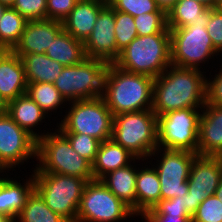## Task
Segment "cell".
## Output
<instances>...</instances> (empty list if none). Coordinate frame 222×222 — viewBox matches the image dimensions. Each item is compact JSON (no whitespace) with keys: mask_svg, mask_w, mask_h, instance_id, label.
Here are the masks:
<instances>
[{"mask_svg":"<svg viewBox=\"0 0 222 222\" xmlns=\"http://www.w3.org/2000/svg\"><path fill=\"white\" fill-rule=\"evenodd\" d=\"M203 71V72H202ZM170 65L154 79L152 111L156 116L169 111L206 104V70Z\"/></svg>","mask_w":222,"mask_h":222,"instance_id":"obj_1","label":"cell"},{"mask_svg":"<svg viewBox=\"0 0 222 222\" xmlns=\"http://www.w3.org/2000/svg\"><path fill=\"white\" fill-rule=\"evenodd\" d=\"M153 83L150 76L127 72L110 63L102 98L113 116L152 109Z\"/></svg>","mask_w":222,"mask_h":222,"instance_id":"obj_2","label":"cell"},{"mask_svg":"<svg viewBox=\"0 0 222 222\" xmlns=\"http://www.w3.org/2000/svg\"><path fill=\"white\" fill-rule=\"evenodd\" d=\"M113 64L127 72L155 79L171 65L169 28L161 33L137 36Z\"/></svg>","mask_w":222,"mask_h":222,"instance_id":"obj_3","label":"cell"},{"mask_svg":"<svg viewBox=\"0 0 222 222\" xmlns=\"http://www.w3.org/2000/svg\"><path fill=\"white\" fill-rule=\"evenodd\" d=\"M54 129L37 140L36 161L39 164H35V169L39 173L76 176L87 182L94 180L92 164L71 147L57 127Z\"/></svg>","mask_w":222,"mask_h":222,"instance_id":"obj_4","label":"cell"},{"mask_svg":"<svg viewBox=\"0 0 222 222\" xmlns=\"http://www.w3.org/2000/svg\"><path fill=\"white\" fill-rule=\"evenodd\" d=\"M112 139L136 158L147 160L157 144V116L152 109L113 116Z\"/></svg>","mask_w":222,"mask_h":222,"instance_id":"obj_5","label":"cell"},{"mask_svg":"<svg viewBox=\"0 0 222 222\" xmlns=\"http://www.w3.org/2000/svg\"><path fill=\"white\" fill-rule=\"evenodd\" d=\"M56 127L61 133L86 134L100 142L112 138L113 114L102 96L69 102Z\"/></svg>","mask_w":222,"mask_h":222,"instance_id":"obj_6","label":"cell"},{"mask_svg":"<svg viewBox=\"0 0 222 222\" xmlns=\"http://www.w3.org/2000/svg\"><path fill=\"white\" fill-rule=\"evenodd\" d=\"M34 189L46 205L68 222H76L77 211L87 181L80 177L57 173H39L35 168Z\"/></svg>","mask_w":222,"mask_h":222,"instance_id":"obj_7","label":"cell"},{"mask_svg":"<svg viewBox=\"0 0 222 222\" xmlns=\"http://www.w3.org/2000/svg\"><path fill=\"white\" fill-rule=\"evenodd\" d=\"M207 24L196 22L190 26L169 29L172 65L205 70L204 64H208L212 58L214 60L215 56H221L207 33Z\"/></svg>","mask_w":222,"mask_h":222,"instance_id":"obj_8","label":"cell"},{"mask_svg":"<svg viewBox=\"0 0 222 222\" xmlns=\"http://www.w3.org/2000/svg\"><path fill=\"white\" fill-rule=\"evenodd\" d=\"M109 64L101 59L86 57L77 65L65 66L54 85L68 103L100 97Z\"/></svg>","mask_w":222,"mask_h":222,"instance_id":"obj_9","label":"cell"},{"mask_svg":"<svg viewBox=\"0 0 222 222\" xmlns=\"http://www.w3.org/2000/svg\"><path fill=\"white\" fill-rule=\"evenodd\" d=\"M202 109L187 108L157 116L158 148L197 153Z\"/></svg>","mask_w":222,"mask_h":222,"instance_id":"obj_10","label":"cell"},{"mask_svg":"<svg viewBox=\"0 0 222 222\" xmlns=\"http://www.w3.org/2000/svg\"><path fill=\"white\" fill-rule=\"evenodd\" d=\"M134 217L135 213L101 180L87 182L80 200L76 222H125L126 218Z\"/></svg>","mask_w":222,"mask_h":222,"instance_id":"obj_11","label":"cell"},{"mask_svg":"<svg viewBox=\"0 0 222 222\" xmlns=\"http://www.w3.org/2000/svg\"><path fill=\"white\" fill-rule=\"evenodd\" d=\"M197 155V153L186 150L156 148L153 151L148 160L152 156H156L158 161L152 166L156 169L160 180L161 200L176 198L188 193L190 167Z\"/></svg>","mask_w":222,"mask_h":222,"instance_id":"obj_12","label":"cell"},{"mask_svg":"<svg viewBox=\"0 0 222 222\" xmlns=\"http://www.w3.org/2000/svg\"><path fill=\"white\" fill-rule=\"evenodd\" d=\"M31 158L37 160V140L7 113L0 116V172L9 174Z\"/></svg>","mask_w":222,"mask_h":222,"instance_id":"obj_13","label":"cell"},{"mask_svg":"<svg viewBox=\"0 0 222 222\" xmlns=\"http://www.w3.org/2000/svg\"><path fill=\"white\" fill-rule=\"evenodd\" d=\"M115 9L105 6L97 17L93 31L84 42L88 58L101 59L113 63L119 56L115 38Z\"/></svg>","mask_w":222,"mask_h":222,"instance_id":"obj_14","label":"cell"},{"mask_svg":"<svg viewBox=\"0 0 222 222\" xmlns=\"http://www.w3.org/2000/svg\"><path fill=\"white\" fill-rule=\"evenodd\" d=\"M222 175V159L219 156L197 155L190 167L188 192L193 198V214L208 196L215 195Z\"/></svg>","mask_w":222,"mask_h":222,"instance_id":"obj_15","label":"cell"},{"mask_svg":"<svg viewBox=\"0 0 222 222\" xmlns=\"http://www.w3.org/2000/svg\"><path fill=\"white\" fill-rule=\"evenodd\" d=\"M63 30V23L43 19L27 21L19 42L12 51L18 56L44 54L55 37Z\"/></svg>","mask_w":222,"mask_h":222,"instance_id":"obj_16","label":"cell"},{"mask_svg":"<svg viewBox=\"0 0 222 222\" xmlns=\"http://www.w3.org/2000/svg\"><path fill=\"white\" fill-rule=\"evenodd\" d=\"M197 154L201 156L222 154V107L204 105L199 122Z\"/></svg>","mask_w":222,"mask_h":222,"instance_id":"obj_17","label":"cell"},{"mask_svg":"<svg viewBox=\"0 0 222 222\" xmlns=\"http://www.w3.org/2000/svg\"><path fill=\"white\" fill-rule=\"evenodd\" d=\"M0 174V215L14 222L34 190V175L20 183L21 180L10 178L7 172Z\"/></svg>","mask_w":222,"mask_h":222,"instance_id":"obj_18","label":"cell"},{"mask_svg":"<svg viewBox=\"0 0 222 222\" xmlns=\"http://www.w3.org/2000/svg\"><path fill=\"white\" fill-rule=\"evenodd\" d=\"M27 81L21 58L12 50L0 56V96L7 102L26 94Z\"/></svg>","mask_w":222,"mask_h":222,"instance_id":"obj_19","label":"cell"},{"mask_svg":"<svg viewBox=\"0 0 222 222\" xmlns=\"http://www.w3.org/2000/svg\"><path fill=\"white\" fill-rule=\"evenodd\" d=\"M105 6L101 0H79L62 21L63 29L76 40L85 42L93 31L99 12Z\"/></svg>","mask_w":222,"mask_h":222,"instance_id":"obj_20","label":"cell"},{"mask_svg":"<svg viewBox=\"0 0 222 222\" xmlns=\"http://www.w3.org/2000/svg\"><path fill=\"white\" fill-rule=\"evenodd\" d=\"M140 160L145 164V160L136 158L112 138L100 142L95 161L92 164L94 180H100L107 173L126 167L131 163L135 164V161L138 163Z\"/></svg>","mask_w":222,"mask_h":222,"instance_id":"obj_21","label":"cell"},{"mask_svg":"<svg viewBox=\"0 0 222 222\" xmlns=\"http://www.w3.org/2000/svg\"><path fill=\"white\" fill-rule=\"evenodd\" d=\"M7 114L15 121L21 128L26 130L36 140L46 135L45 132L36 131L35 127L39 128L47 114L34 102L27 94L17 97L8 102ZM39 125V126H38ZM36 132H35V131ZM38 132V133H37Z\"/></svg>","mask_w":222,"mask_h":222,"instance_id":"obj_22","label":"cell"},{"mask_svg":"<svg viewBox=\"0 0 222 222\" xmlns=\"http://www.w3.org/2000/svg\"><path fill=\"white\" fill-rule=\"evenodd\" d=\"M137 165L132 163L104 175L102 183L136 214Z\"/></svg>","mask_w":222,"mask_h":222,"instance_id":"obj_23","label":"cell"},{"mask_svg":"<svg viewBox=\"0 0 222 222\" xmlns=\"http://www.w3.org/2000/svg\"><path fill=\"white\" fill-rule=\"evenodd\" d=\"M150 162V163H149ZM152 161L146 162L148 165L143 163L137 164L139 166L136 177V214L141 211L152 209L160 200V180L156 169L150 165Z\"/></svg>","mask_w":222,"mask_h":222,"instance_id":"obj_24","label":"cell"},{"mask_svg":"<svg viewBox=\"0 0 222 222\" xmlns=\"http://www.w3.org/2000/svg\"><path fill=\"white\" fill-rule=\"evenodd\" d=\"M22 60L27 83H52L56 81L64 66L44 54H25Z\"/></svg>","mask_w":222,"mask_h":222,"instance_id":"obj_25","label":"cell"},{"mask_svg":"<svg viewBox=\"0 0 222 222\" xmlns=\"http://www.w3.org/2000/svg\"><path fill=\"white\" fill-rule=\"evenodd\" d=\"M45 54L64 67L77 65L87 57L84 42L76 40L64 29L55 37Z\"/></svg>","mask_w":222,"mask_h":222,"instance_id":"obj_26","label":"cell"},{"mask_svg":"<svg viewBox=\"0 0 222 222\" xmlns=\"http://www.w3.org/2000/svg\"><path fill=\"white\" fill-rule=\"evenodd\" d=\"M209 19L210 8L195 0H178L167 13V27L176 29L196 22H209Z\"/></svg>","mask_w":222,"mask_h":222,"instance_id":"obj_27","label":"cell"},{"mask_svg":"<svg viewBox=\"0 0 222 222\" xmlns=\"http://www.w3.org/2000/svg\"><path fill=\"white\" fill-rule=\"evenodd\" d=\"M14 222H68L52 211L34 189Z\"/></svg>","mask_w":222,"mask_h":222,"instance_id":"obj_28","label":"cell"},{"mask_svg":"<svg viewBox=\"0 0 222 222\" xmlns=\"http://www.w3.org/2000/svg\"><path fill=\"white\" fill-rule=\"evenodd\" d=\"M26 94L50 117L48 114L51 112L56 113L61 108L62 113V108H65L63 106H68V102L52 83H27Z\"/></svg>","mask_w":222,"mask_h":222,"instance_id":"obj_29","label":"cell"},{"mask_svg":"<svg viewBox=\"0 0 222 222\" xmlns=\"http://www.w3.org/2000/svg\"><path fill=\"white\" fill-rule=\"evenodd\" d=\"M27 21L12 7L5 10L0 19V45L5 50H12L19 42Z\"/></svg>","mask_w":222,"mask_h":222,"instance_id":"obj_30","label":"cell"},{"mask_svg":"<svg viewBox=\"0 0 222 222\" xmlns=\"http://www.w3.org/2000/svg\"><path fill=\"white\" fill-rule=\"evenodd\" d=\"M155 215L170 216H192L193 215V198L191 193L171 198L168 200H160L152 209Z\"/></svg>","mask_w":222,"mask_h":222,"instance_id":"obj_31","label":"cell"},{"mask_svg":"<svg viewBox=\"0 0 222 222\" xmlns=\"http://www.w3.org/2000/svg\"><path fill=\"white\" fill-rule=\"evenodd\" d=\"M114 28L117 49L120 52L138 36L137 29L134 23V17L130 14L115 10Z\"/></svg>","mask_w":222,"mask_h":222,"instance_id":"obj_32","label":"cell"},{"mask_svg":"<svg viewBox=\"0 0 222 222\" xmlns=\"http://www.w3.org/2000/svg\"><path fill=\"white\" fill-rule=\"evenodd\" d=\"M134 23L138 36L161 33L167 28V14L165 12L143 13L134 17Z\"/></svg>","mask_w":222,"mask_h":222,"instance_id":"obj_33","label":"cell"},{"mask_svg":"<svg viewBox=\"0 0 222 222\" xmlns=\"http://www.w3.org/2000/svg\"><path fill=\"white\" fill-rule=\"evenodd\" d=\"M69 141L71 147L91 164L95 161L100 141L86 134L62 133Z\"/></svg>","mask_w":222,"mask_h":222,"instance_id":"obj_34","label":"cell"},{"mask_svg":"<svg viewBox=\"0 0 222 222\" xmlns=\"http://www.w3.org/2000/svg\"><path fill=\"white\" fill-rule=\"evenodd\" d=\"M191 222H222V202L216 195L206 197L192 215Z\"/></svg>","mask_w":222,"mask_h":222,"instance_id":"obj_35","label":"cell"},{"mask_svg":"<svg viewBox=\"0 0 222 222\" xmlns=\"http://www.w3.org/2000/svg\"><path fill=\"white\" fill-rule=\"evenodd\" d=\"M47 0H15L11 6L26 20L47 19Z\"/></svg>","mask_w":222,"mask_h":222,"instance_id":"obj_36","label":"cell"},{"mask_svg":"<svg viewBox=\"0 0 222 222\" xmlns=\"http://www.w3.org/2000/svg\"><path fill=\"white\" fill-rule=\"evenodd\" d=\"M111 6L133 17L143 13L164 12L158 8L155 0H116Z\"/></svg>","mask_w":222,"mask_h":222,"instance_id":"obj_37","label":"cell"},{"mask_svg":"<svg viewBox=\"0 0 222 222\" xmlns=\"http://www.w3.org/2000/svg\"><path fill=\"white\" fill-rule=\"evenodd\" d=\"M215 76L206 78V104L222 107V65L219 71L215 70Z\"/></svg>","mask_w":222,"mask_h":222,"instance_id":"obj_38","label":"cell"},{"mask_svg":"<svg viewBox=\"0 0 222 222\" xmlns=\"http://www.w3.org/2000/svg\"><path fill=\"white\" fill-rule=\"evenodd\" d=\"M79 0H47V19L62 22Z\"/></svg>","mask_w":222,"mask_h":222,"instance_id":"obj_39","label":"cell"},{"mask_svg":"<svg viewBox=\"0 0 222 222\" xmlns=\"http://www.w3.org/2000/svg\"><path fill=\"white\" fill-rule=\"evenodd\" d=\"M206 29L213 46L222 53V13L217 8H210V19Z\"/></svg>","mask_w":222,"mask_h":222,"instance_id":"obj_40","label":"cell"},{"mask_svg":"<svg viewBox=\"0 0 222 222\" xmlns=\"http://www.w3.org/2000/svg\"><path fill=\"white\" fill-rule=\"evenodd\" d=\"M138 216L143 222H191L192 219V216L155 215L151 210L138 212L135 217Z\"/></svg>","mask_w":222,"mask_h":222,"instance_id":"obj_41","label":"cell"},{"mask_svg":"<svg viewBox=\"0 0 222 222\" xmlns=\"http://www.w3.org/2000/svg\"><path fill=\"white\" fill-rule=\"evenodd\" d=\"M158 8L166 14L174 7L178 0H155Z\"/></svg>","mask_w":222,"mask_h":222,"instance_id":"obj_42","label":"cell"},{"mask_svg":"<svg viewBox=\"0 0 222 222\" xmlns=\"http://www.w3.org/2000/svg\"><path fill=\"white\" fill-rule=\"evenodd\" d=\"M206 6L207 8L216 9L219 3V0H195Z\"/></svg>","mask_w":222,"mask_h":222,"instance_id":"obj_43","label":"cell"},{"mask_svg":"<svg viewBox=\"0 0 222 222\" xmlns=\"http://www.w3.org/2000/svg\"><path fill=\"white\" fill-rule=\"evenodd\" d=\"M8 102L0 96V116L7 113Z\"/></svg>","mask_w":222,"mask_h":222,"instance_id":"obj_44","label":"cell"},{"mask_svg":"<svg viewBox=\"0 0 222 222\" xmlns=\"http://www.w3.org/2000/svg\"><path fill=\"white\" fill-rule=\"evenodd\" d=\"M215 195L222 202V175H221V178H220L219 185H218V187L215 191Z\"/></svg>","mask_w":222,"mask_h":222,"instance_id":"obj_45","label":"cell"},{"mask_svg":"<svg viewBox=\"0 0 222 222\" xmlns=\"http://www.w3.org/2000/svg\"><path fill=\"white\" fill-rule=\"evenodd\" d=\"M15 0H0V3L7 5L8 7H11L14 4Z\"/></svg>","mask_w":222,"mask_h":222,"instance_id":"obj_46","label":"cell"},{"mask_svg":"<svg viewBox=\"0 0 222 222\" xmlns=\"http://www.w3.org/2000/svg\"><path fill=\"white\" fill-rule=\"evenodd\" d=\"M7 8H8L7 5L0 3V19L3 16V14Z\"/></svg>","mask_w":222,"mask_h":222,"instance_id":"obj_47","label":"cell"},{"mask_svg":"<svg viewBox=\"0 0 222 222\" xmlns=\"http://www.w3.org/2000/svg\"><path fill=\"white\" fill-rule=\"evenodd\" d=\"M106 6H111L116 0H101Z\"/></svg>","mask_w":222,"mask_h":222,"instance_id":"obj_48","label":"cell"},{"mask_svg":"<svg viewBox=\"0 0 222 222\" xmlns=\"http://www.w3.org/2000/svg\"><path fill=\"white\" fill-rule=\"evenodd\" d=\"M0 222H11L7 217L0 215Z\"/></svg>","mask_w":222,"mask_h":222,"instance_id":"obj_49","label":"cell"},{"mask_svg":"<svg viewBox=\"0 0 222 222\" xmlns=\"http://www.w3.org/2000/svg\"><path fill=\"white\" fill-rule=\"evenodd\" d=\"M217 9L222 13V0L219 1Z\"/></svg>","mask_w":222,"mask_h":222,"instance_id":"obj_50","label":"cell"},{"mask_svg":"<svg viewBox=\"0 0 222 222\" xmlns=\"http://www.w3.org/2000/svg\"><path fill=\"white\" fill-rule=\"evenodd\" d=\"M5 51V49L0 45V56L2 55V53Z\"/></svg>","mask_w":222,"mask_h":222,"instance_id":"obj_51","label":"cell"}]
</instances>
